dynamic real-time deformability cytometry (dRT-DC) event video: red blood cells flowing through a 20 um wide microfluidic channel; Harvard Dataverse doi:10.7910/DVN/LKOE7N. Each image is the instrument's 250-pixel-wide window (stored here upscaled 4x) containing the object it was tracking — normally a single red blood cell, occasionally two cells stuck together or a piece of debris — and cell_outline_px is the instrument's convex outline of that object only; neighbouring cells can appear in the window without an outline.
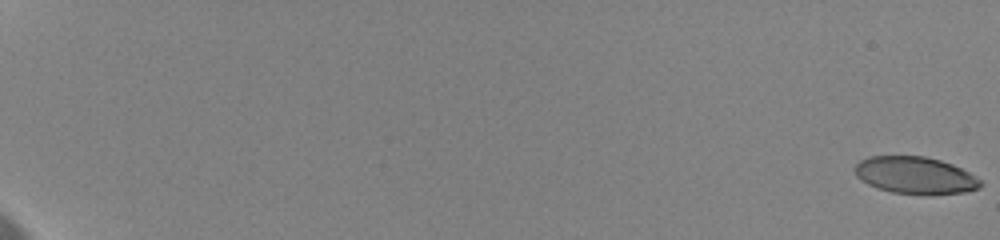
{"species": "human", "species_latin": "Homo sapiens", "temperature_condition": "cold", "stored_images_in_passage": 23, "camera_frame_rate_fps": 3000, "um_per_image_px": 0.085, "donor": {"sex": "female"}, "frame": {"image": 1, "passage_image": 1, "time_ms": 0.0, "image_size_px": [1000, 240], "cell_outline_px": [[984, 184], [980, 188], [964, 192], [892, 192], [876, 188], [860, 180], [856, 176], [856, 164], [860, 160], [868, 156], [924, 156], [940, 160], [952, 164], [968, 172], [980, 180]], "centroid_in_image_um": [77.76, 14.86], "position_along_channel_um": 7.2, "area_um2": 26.41}}
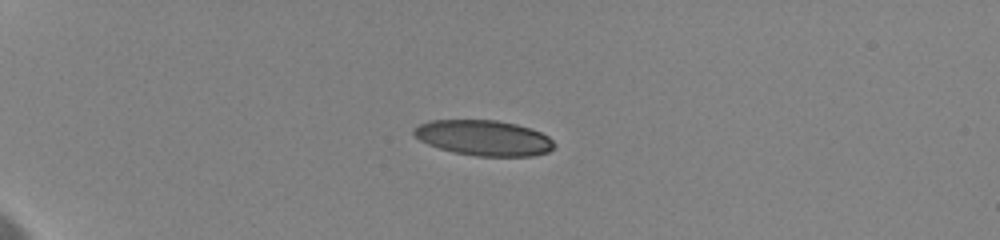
{"frame": {"image": 2, "passage_image": 15, "time_ms": 6.0, "image_size_px": [1000, 240], "cell_outline_px": [[556, 144], [548, 152], [532, 156], [476, 156], [456, 152], [440, 148], [428, 144], [420, 140], [412, 132], [412, 128], [428, 120], [496, 120], [516, 124], [532, 128], [548, 136]], "centroid_in_image_um": [41.13, 11.71], "position_along_channel_um": 43.9, "area_um2": 28.96}}